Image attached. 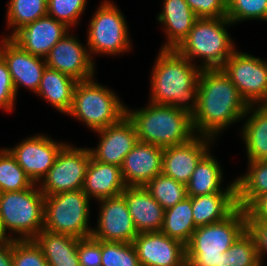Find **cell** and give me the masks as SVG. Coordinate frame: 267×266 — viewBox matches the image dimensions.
Masks as SVG:
<instances>
[{"instance_id": "obj_1", "label": "cell", "mask_w": 267, "mask_h": 266, "mask_svg": "<svg viewBox=\"0 0 267 266\" xmlns=\"http://www.w3.org/2000/svg\"><path fill=\"white\" fill-rule=\"evenodd\" d=\"M248 107L236 85L221 68L200 71L192 111L197 135L215 138L226 126L245 118Z\"/></svg>"}, {"instance_id": "obj_2", "label": "cell", "mask_w": 267, "mask_h": 266, "mask_svg": "<svg viewBox=\"0 0 267 266\" xmlns=\"http://www.w3.org/2000/svg\"><path fill=\"white\" fill-rule=\"evenodd\" d=\"M155 62L150 80V102L178 107L192 113L202 70L200 65L192 64L174 49H161Z\"/></svg>"}, {"instance_id": "obj_3", "label": "cell", "mask_w": 267, "mask_h": 266, "mask_svg": "<svg viewBox=\"0 0 267 266\" xmlns=\"http://www.w3.org/2000/svg\"><path fill=\"white\" fill-rule=\"evenodd\" d=\"M149 103L146 108L133 111L126 108L138 141L166 148L184 144L197 136L192 113L178 107Z\"/></svg>"}, {"instance_id": "obj_4", "label": "cell", "mask_w": 267, "mask_h": 266, "mask_svg": "<svg viewBox=\"0 0 267 266\" xmlns=\"http://www.w3.org/2000/svg\"><path fill=\"white\" fill-rule=\"evenodd\" d=\"M247 229V212L237 207L227 218L195 229L186 245L187 266H220L223 253Z\"/></svg>"}, {"instance_id": "obj_5", "label": "cell", "mask_w": 267, "mask_h": 266, "mask_svg": "<svg viewBox=\"0 0 267 266\" xmlns=\"http://www.w3.org/2000/svg\"><path fill=\"white\" fill-rule=\"evenodd\" d=\"M233 24L227 17L198 18L189 34L174 49L182 57L202 58V69L221 68L236 51L234 43L226 30Z\"/></svg>"}, {"instance_id": "obj_6", "label": "cell", "mask_w": 267, "mask_h": 266, "mask_svg": "<svg viewBox=\"0 0 267 266\" xmlns=\"http://www.w3.org/2000/svg\"><path fill=\"white\" fill-rule=\"evenodd\" d=\"M126 108L115 92L91 78L78 81L67 115L97 131L120 121L126 116Z\"/></svg>"}, {"instance_id": "obj_7", "label": "cell", "mask_w": 267, "mask_h": 266, "mask_svg": "<svg viewBox=\"0 0 267 266\" xmlns=\"http://www.w3.org/2000/svg\"><path fill=\"white\" fill-rule=\"evenodd\" d=\"M35 183L26 190L0 192V222L4 234L17 233L14 239H34L44 228V194Z\"/></svg>"}, {"instance_id": "obj_8", "label": "cell", "mask_w": 267, "mask_h": 266, "mask_svg": "<svg viewBox=\"0 0 267 266\" xmlns=\"http://www.w3.org/2000/svg\"><path fill=\"white\" fill-rule=\"evenodd\" d=\"M89 200L83 189L45 196L43 229L78 239L91 237Z\"/></svg>"}, {"instance_id": "obj_9", "label": "cell", "mask_w": 267, "mask_h": 266, "mask_svg": "<svg viewBox=\"0 0 267 266\" xmlns=\"http://www.w3.org/2000/svg\"><path fill=\"white\" fill-rule=\"evenodd\" d=\"M90 21L86 45L90 55H116L131 49L125 17L110 0L103 1Z\"/></svg>"}, {"instance_id": "obj_10", "label": "cell", "mask_w": 267, "mask_h": 266, "mask_svg": "<svg viewBox=\"0 0 267 266\" xmlns=\"http://www.w3.org/2000/svg\"><path fill=\"white\" fill-rule=\"evenodd\" d=\"M91 160L88 148H76L65 144L53 166L39 183L44 196H51L83 188L87 168Z\"/></svg>"}, {"instance_id": "obj_11", "label": "cell", "mask_w": 267, "mask_h": 266, "mask_svg": "<svg viewBox=\"0 0 267 266\" xmlns=\"http://www.w3.org/2000/svg\"><path fill=\"white\" fill-rule=\"evenodd\" d=\"M221 69L248 105L267 104V61L235 51Z\"/></svg>"}, {"instance_id": "obj_12", "label": "cell", "mask_w": 267, "mask_h": 266, "mask_svg": "<svg viewBox=\"0 0 267 266\" xmlns=\"http://www.w3.org/2000/svg\"><path fill=\"white\" fill-rule=\"evenodd\" d=\"M64 145V142L58 143L46 135L38 134L22 140L12 149H6L33 183L39 184Z\"/></svg>"}, {"instance_id": "obj_13", "label": "cell", "mask_w": 267, "mask_h": 266, "mask_svg": "<svg viewBox=\"0 0 267 266\" xmlns=\"http://www.w3.org/2000/svg\"><path fill=\"white\" fill-rule=\"evenodd\" d=\"M101 204L98 226L91 237L105 242L132 243L138 232L122 194L98 200Z\"/></svg>"}, {"instance_id": "obj_14", "label": "cell", "mask_w": 267, "mask_h": 266, "mask_svg": "<svg viewBox=\"0 0 267 266\" xmlns=\"http://www.w3.org/2000/svg\"><path fill=\"white\" fill-rule=\"evenodd\" d=\"M132 243L141 266H187L186 245L161 231L138 233Z\"/></svg>"}, {"instance_id": "obj_15", "label": "cell", "mask_w": 267, "mask_h": 266, "mask_svg": "<svg viewBox=\"0 0 267 266\" xmlns=\"http://www.w3.org/2000/svg\"><path fill=\"white\" fill-rule=\"evenodd\" d=\"M87 49L74 35L67 33L45 57L46 65L77 81L91 79L94 76L95 66Z\"/></svg>"}, {"instance_id": "obj_16", "label": "cell", "mask_w": 267, "mask_h": 266, "mask_svg": "<svg viewBox=\"0 0 267 266\" xmlns=\"http://www.w3.org/2000/svg\"><path fill=\"white\" fill-rule=\"evenodd\" d=\"M0 43V56L7 64L16 94L21 85L36 93L47 66L45 58L28 53L10 37Z\"/></svg>"}, {"instance_id": "obj_17", "label": "cell", "mask_w": 267, "mask_h": 266, "mask_svg": "<svg viewBox=\"0 0 267 266\" xmlns=\"http://www.w3.org/2000/svg\"><path fill=\"white\" fill-rule=\"evenodd\" d=\"M100 141L95 149H90L92 157L105 164L121 167L126 155L138 142L135 126L128 116L106 128L95 131Z\"/></svg>"}, {"instance_id": "obj_18", "label": "cell", "mask_w": 267, "mask_h": 266, "mask_svg": "<svg viewBox=\"0 0 267 266\" xmlns=\"http://www.w3.org/2000/svg\"><path fill=\"white\" fill-rule=\"evenodd\" d=\"M212 140L198 135L184 144L164 148L162 173L186 185L199 161L211 152L208 144Z\"/></svg>"}, {"instance_id": "obj_19", "label": "cell", "mask_w": 267, "mask_h": 266, "mask_svg": "<svg viewBox=\"0 0 267 266\" xmlns=\"http://www.w3.org/2000/svg\"><path fill=\"white\" fill-rule=\"evenodd\" d=\"M69 29L65 23L47 15L21 27L12 36L7 37L28 53L45 58Z\"/></svg>"}, {"instance_id": "obj_20", "label": "cell", "mask_w": 267, "mask_h": 266, "mask_svg": "<svg viewBox=\"0 0 267 266\" xmlns=\"http://www.w3.org/2000/svg\"><path fill=\"white\" fill-rule=\"evenodd\" d=\"M163 150L155 144L138 141L120 167L126 186H145L162 173Z\"/></svg>"}, {"instance_id": "obj_21", "label": "cell", "mask_w": 267, "mask_h": 266, "mask_svg": "<svg viewBox=\"0 0 267 266\" xmlns=\"http://www.w3.org/2000/svg\"><path fill=\"white\" fill-rule=\"evenodd\" d=\"M121 194L138 233L161 231L165 210L144 186H127Z\"/></svg>"}, {"instance_id": "obj_22", "label": "cell", "mask_w": 267, "mask_h": 266, "mask_svg": "<svg viewBox=\"0 0 267 266\" xmlns=\"http://www.w3.org/2000/svg\"><path fill=\"white\" fill-rule=\"evenodd\" d=\"M126 187L119 166L101 163L91 155L82 188L89 199L92 197L98 201L114 197L120 195Z\"/></svg>"}, {"instance_id": "obj_23", "label": "cell", "mask_w": 267, "mask_h": 266, "mask_svg": "<svg viewBox=\"0 0 267 266\" xmlns=\"http://www.w3.org/2000/svg\"><path fill=\"white\" fill-rule=\"evenodd\" d=\"M198 17L185 0H164L157 20L165 25L167 37L162 49H175L189 34Z\"/></svg>"}, {"instance_id": "obj_24", "label": "cell", "mask_w": 267, "mask_h": 266, "mask_svg": "<svg viewBox=\"0 0 267 266\" xmlns=\"http://www.w3.org/2000/svg\"><path fill=\"white\" fill-rule=\"evenodd\" d=\"M49 266H80L79 239L43 229L34 239Z\"/></svg>"}, {"instance_id": "obj_25", "label": "cell", "mask_w": 267, "mask_h": 266, "mask_svg": "<svg viewBox=\"0 0 267 266\" xmlns=\"http://www.w3.org/2000/svg\"><path fill=\"white\" fill-rule=\"evenodd\" d=\"M207 153L197 164L186 184L187 196L195 197L213 193H236V181L221 190L222 169L219 162Z\"/></svg>"}, {"instance_id": "obj_26", "label": "cell", "mask_w": 267, "mask_h": 266, "mask_svg": "<svg viewBox=\"0 0 267 266\" xmlns=\"http://www.w3.org/2000/svg\"><path fill=\"white\" fill-rule=\"evenodd\" d=\"M77 83L71 76L46 66L36 94L50 102L58 111L67 114L72 106Z\"/></svg>"}, {"instance_id": "obj_27", "label": "cell", "mask_w": 267, "mask_h": 266, "mask_svg": "<svg viewBox=\"0 0 267 266\" xmlns=\"http://www.w3.org/2000/svg\"><path fill=\"white\" fill-rule=\"evenodd\" d=\"M237 207L236 193H213L192 197V212L196 227L221 221Z\"/></svg>"}, {"instance_id": "obj_28", "label": "cell", "mask_w": 267, "mask_h": 266, "mask_svg": "<svg viewBox=\"0 0 267 266\" xmlns=\"http://www.w3.org/2000/svg\"><path fill=\"white\" fill-rule=\"evenodd\" d=\"M252 113H251V112ZM251 113L242 128L248 161L267 159V104L249 105L245 116Z\"/></svg>"}, {"instance_id": "obj_29", "label": "cell", "mask_w": 267, "mask_h": 266, "mask_svg": "<svg viewBox=\"0 0 267 266\" xmlns=\"http://www.w3.org/2000/svg\"><path fill=\"white\" fill-rule=\"evenodd\" d=\"M196 228L192 212V197L187 196L174 207L164 211L161 232L168 237L187 245Z\"/></svg>"}, {"instance_id": "obj_30", "label": "cell", "mask_w": 267, "mask_h": 266, "mask_svg": "<svg viewBox=\"0 0 267 266\" xmlns=\"http://www.w3.org/2000/svg\"><path fill=\"white\" fill-rule=\"evenodd\" d=\"M248 165V173L235 180L237 205L244 210L267 192V159L248 161Z\"/></svg>"}, {"instance_id": "obj_31", "label": "cell", "mask_w": 267, "mask_h": 266, "mask_svg": "<svg viewBox=\"0 0 267 266\" xmlns=\"http://www.w3.org/2000/svg\"><path fill=\"white\" fill-rule=\"evenodd\" d=\"M144 187L164 210L174 207L187 197L186 185L163 173L155 176Z\"/></svg>"}, {"instance_id": "obj_32", "label": "cell", "mask_w": 267, "mask_h": 266, "mask_svg": "<svg viewBox=\"0 0 267 266\" xmlns=\"http://www.w3.org/2000/svg\"><path fill=\"white\" fill-rule=\"evenodd\" d=\"M6 13L12 36L21 27L47 16V0H10Z\"/></svg>"}, {"instance_id": "obj_33", "label": "cell", "mask_w": 267, "mask_h": 266, "mask_svg": "<svg viewBox=\"0 0 267 266\" xmlns=\"http://www.w3.org/2000/svg\"><path fill=\"white\" fill-rule=\"evenodd\" d=\"M33 184L12 154L6 148L0 149V192L26 190Z\"/></svg>"}, {"instance_id": "obj_34", "label": "cell", "mask_w": 267, "mask_h": 266, "mask_svg": "<svg viewBox=\"0 0 267 266\" xmlns=\"http://www.w3.org/2000/svg\"><path fill=\"white\" fill-rule=\"evenodd\" d=\"M259 261L254 236L246 229L223 253L220 266H255Z\"/></svg>"}, {"instance_id": "obj_35", "label": "cell", "mask_w": 267, "mask_h": 266, "mask_svg": "<svg viewBox=\"0 0 267 266\" xmlns=\"http://www.w3.org/2000/svg\"><path fill=\"white\" fill-rule=\"evenodd\" d=\"M101 266H141L133 243L101 241Z\"/></svg>"}, {"instance_id": "obj_36", "label": "cell", "mask_w": 267, "mask_h": 266, "mask_svg": "<svg viewBox=\"0 0 267 266\" xmlns=\"http://www.w3.org/2000/svg\"><path fill=\"white\" fill-rule=\"evenodd\" d=\"M233 24L243 20L267 21V0H227V16Z\"/></svg>"}, {"instance_id": "obj_37", "label": "cell", "mask_w": 267, "mask_h": 266, "mask_svg": "<svg viewBox=\"0 0 267 266\" xmlns=\"http://www.w3.org/2000/svg\"><path fill=\"white\" fill-rule=\"evenodd\" d=\"M87 0H47V15L71 28L78 24Z\"/></svg>"}, {"instance_id": "obj_38", "label": "cell", "mask_w": 267, "mask_h": 266, "mask_svg": "<svg viewBox=\"0 0 267 266\" xmlns=\"http://www.w3.org/2000/svg\"><path fill=\"white\" fill-rule=\"evenodd\" d=\"M13 266H49L33 239H13Z\"/></svg>"}, {"instance_id": "obj_39", "label": "cell", "mask_w": 267, "mask_h": 266, "mask_svg": "<svg viewBox=\"0 0 267 266\" xmlns=\"http://www.w3.org/2000/svg\"><path fill=\"white\" fill-rule=\"evenodd\" d=\"M198 18L227 16V0H185Z\"/></svg>"}, {"instance_id": "obj_40", "label": "cell", "mask_w": 267, "mask_h": 266, "mask_svg": "<svg viewBox=\"0 0 267 266\" xmlns=\"http://www.w3.org/2000/svg\"><path fill=\"white\" fill-rule=\"evenodd\" d=\"M78 256L80 266H101V240L93 237L79 239Z\"/></svg>"}, {"instance_id": "obj_41", "label": "cell", "mask_w": 267, "mask_h": 266, "mask_svg": "<svg viewBox=\"0 0 267 266\" xmlns=\"http://www.w3.org/2000/svg\"><path fill=\"white\" fill-rule=\"evenodd\" d=\"M16 95L7 64L0 56V108L11 111L14 108Z\"/></svg>"}, {"instance_id": "obj_42", "label": "cell", "mask_w": 267, "mask_h": 266, "mask_svg": "<svg viewBox=\"0 0 267 266\" xmlns=\"http://www.w3.org/2000/svg\"><path fill=\"white\" fill-rule=\"evenodd\" d=\"M247 229L254 236L258 257L263 262V254L267 253V222L247 220Z\"/></svg>"}, {"instance_id": "obj_43", "label": "cell", "mask_w": 267, "mask_h": 266, "mask_svg": "<svg viewBox=\"0 0 267 266\" xmlns=\"http://www.w3.org/2000/svg\"><path fill=\"white\" fill-rule=\"evenodd\" d=\"M247 220L267 222V192L259 196L247 209Z\"/></svg>"}, {"instance_id": "obj_44", "label": "cell", "mask_w": 267, "mask_h": 266, "mask_svg": "<svg viewBox=\"0 0 267 266\" xmlns=\"http://www.w3.org/2000/svg\"><path fill=\"white\" fill-rule=\"evenodd\" d=\"M0 266H13V239L0 245Z\"/></svg>"}, {"instance_id": "obj_45", "label": "cell", "mask_w": 267, "mask_h": 266, "mask_svg": "<svg viewBox=\"0 0 267 266\" xmlns=\"http://www.w3.org/2000/svg\"><path fill=\"white\" fill-rule=\"evenodd\" d=\"M8 239H14V237H7L4 232H3V229H2V226H1V222H0V245L3 244L4 242H6Z\"/></svg>"}, {"instance_id": "obj_46", "label": "cell", "mask_w": 267, "mask_h": 266, "mask_svg": "<svg viewBox=\"0 0 267 266\" xmlns=\"http://www.w3.org/2000/svg\"><path fill=\"white\" fill-rule=\"evenodd\" d=\"M255 266H262V262L259 261Z\"/></svg>"}]
</instances>
